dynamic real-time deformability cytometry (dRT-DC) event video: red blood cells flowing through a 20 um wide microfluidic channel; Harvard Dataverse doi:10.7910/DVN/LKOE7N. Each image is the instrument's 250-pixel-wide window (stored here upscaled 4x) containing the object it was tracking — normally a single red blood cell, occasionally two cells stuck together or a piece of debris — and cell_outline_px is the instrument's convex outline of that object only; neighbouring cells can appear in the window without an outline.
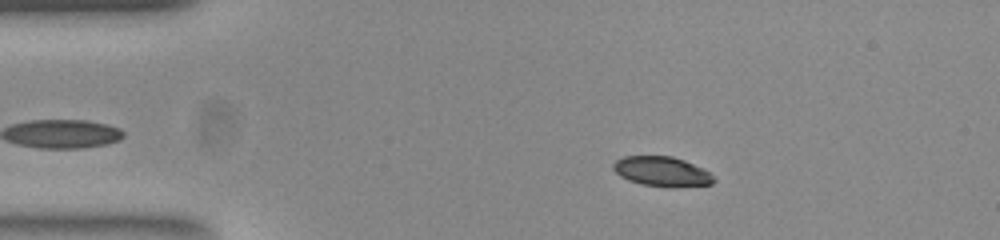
{"species": "common noctule bat (a hibernating species)", "species_latin": "Nyctalus noctula", "temperature_condition": "room temperature", "stored_images_in_passage": 45, "camera_frame_rate_fps": 3000, "um_per_image_px": 0.085, "animal": {"sex": "female", "body_mass_g": 23.0, "forearm_length_mm": 53.4}, "frame": {"image": 1, "passage_image": 9, "time_ms": 2.667, "image_size_px": [1000, 240], "cell_outline_px": [[716, 180], [712, 184], [672, 188], [668, 188], [640, 184], [628, 180], [620, 176], [612, 168], [612, 164], [616, 160], [624, 156], [672, 156], [684, 160], [708, 172]], "centroid_in_image_um": [56.23, 14.59], "position_along_channel_um": 28.8, "area_um2": 17.51}}
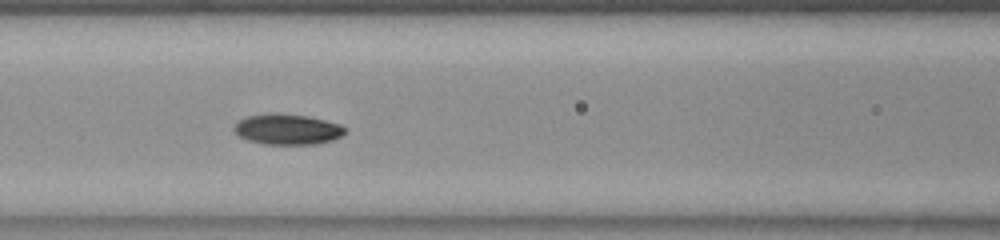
{"frame": {"image": 2, "passage_image": 22, "time_ms": 7.0, "image_size_px": [1000, 240], "cell_outline_px": [[348, 132], [332, 140], [316, 144], [268, 144], [248, 140], [240, 136], [232, 128], [240, 120], [248, 116], [268, 112], [276, 112], [308, 116], [340, 124], [348, 128]], "centroid_in_image_um": [24.47, 10.97], "position_along_channel_um": 142.1, "area_um2": 19.88}}
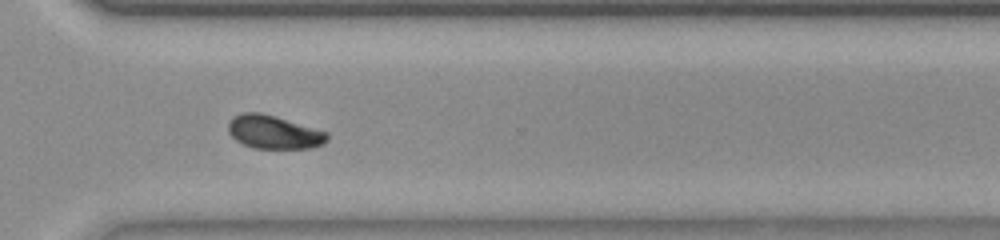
{"frame": {"image": 3, "passage_image": 38, "time_ms": 12.333, "image_size_px": [1000, 240], "cell_outline_px": [[328, 140], [324, 144], [312, 148], [256, 148], [244, 144], [236, 140], [228, 132], [228, 124], [232, 116], [244, 112], [260, 112], [276, 116], [328, 132]], "centroid_in_image_um": [23.28, 11.22], "position_along_channel_um": 347.3, "area_um2": 19.31}, "authors_computed_cell_mechanics": {"area_um2": 19.2474, "velocity_mm_per_s": 3.8496, "shape_relaxation_time_tau1_ms": 5.4242, "shape_relaxation_time_tau2_ms": 2.7309, "deformation_change_tau1": 0.1489, "deformation_change_tau2": 0.0495}}